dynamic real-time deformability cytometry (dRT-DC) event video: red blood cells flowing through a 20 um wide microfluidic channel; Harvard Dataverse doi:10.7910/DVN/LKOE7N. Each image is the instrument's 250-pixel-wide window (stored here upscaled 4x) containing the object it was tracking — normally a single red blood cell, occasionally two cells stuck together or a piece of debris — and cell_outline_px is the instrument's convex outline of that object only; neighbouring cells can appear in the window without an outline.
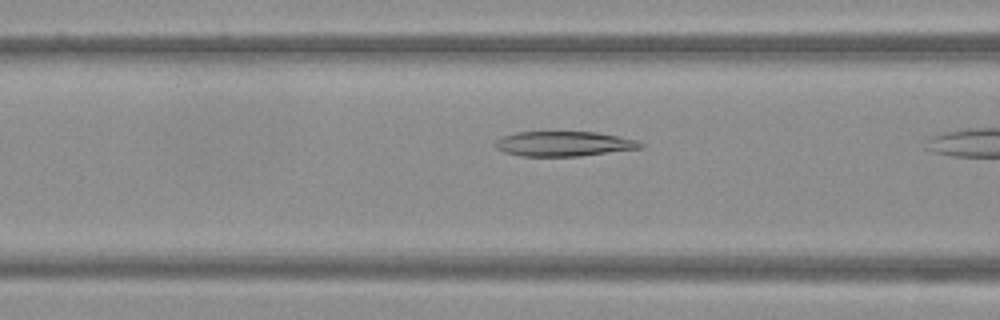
{"species": "Egyptian fruit bat (a non-hibernating species)", "species_latin": "Rousettus aegyptiacus", "temperature_condition": "warm", "stored_images_in_passage": 16, "camera_frame_rate_fps": 3000, "um_per_image_px": 0.085, "frame": {"image": 1, "passage_image": 14, "time_ms": 4.333, "image_size_px": [1000, 320], "cell_outline_px": [[644, 148], [580, 156], [520, 156], [504, 152], [496, 148], [492, 144], [496, 140], [504, 136], [516, 132], [596, 132], [620, 136], [636, 140], [644, 144]], "centroid_in_image_um": [47.94, 12.22], "position_along_channel_um": 118.7, "area_um2": 21.21}}